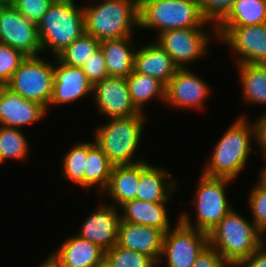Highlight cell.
<instances>
[{"label": "cell", "instance_id": "28", "mask_svg": "<svg viewBox=\"0 0 266 267\" xmlns=\"http://www.w3.org/2000/svg\"><path fill=\"white\" fill-rule=\"evenodd\" d=\"M266 23V0H236L216 26H253Z\"/></svg>", "mask_w": 266, "mask_h": 267}, {"label": "cell", "instance_id": "38", "mask_svg": "<svg viewBox=\"0 0 266 267\" xmlns=\"http://www.w3.org/2000/svg\"><path fill=\"white\" fill-rule=\"evenodd\" d=\"M192 267H231L221 258L218 251L207 244L198 254Z\"/></svg>", "mask_w": 266, "mask_h": 267}, {"label": "cell", "instance_id": "1", "mask_svg": "<svg viewBox=\"0 0 266 267\" xmlns=\"http://www.w3.org/2000/svg\"><path fill=\"white\" fill-rule=\"evenodd\" d=\"M247 117L240 114L225 130L213 146L211 157L203 166L204 168L202 167L201 174L232 180L240 176L252 154L251 144L256 141L254 123L248 121Z\"/></svg>", "mask_w": 266, "mask_h": 267}, {"label": "cell", "instance_id": "35", "mask_svg": "<svg viewBox=\"0 0 266 267\" xmlns=\"http://www.w3.org/2000/svg\"><path fill=\"white\" fill-rule=\"evenodd\" d=\"M236 0H199L203 18L216 26L230 11Z\"/></svg>", "mask_w": 266, "mask_h": 267}, {"label": "cell", "instance_id": "3", "mask_svg": "<svg viewBox=\"0 0 266 267\" xmlns=\"http://www.w3.org/2000/svg\"><path fill=\"white\" fill-rule=\"evenodd\" d=\"M264 243V234L234 208L208 233V244L231 267Z\"/></svg>", "mask_w": 266, "mask_h": 267}, {"label": "cell", "instance_id": "23", "mask_svg": "<svg viewBox=\"0 0 266 267\" xmlns=\"http://www.w3.org/2000/svg\"><path fill=\"white\" fill-rule=\"evenodd\" d=\"M134 36L106 39L100 43L109 77L126 78L134 69L137 50Z\"/></svg>", "mask_w": 266, "mask_h": 267}, {"label": "cell", "instance_id": "18", "mask_svg": "<svg viewBox=\"0 0 266 267\" xmlns=\"http://www.w3.org/2000/svg\"><path fill=\"white\" fill-rule=\"evenodd\" d=\"M178 184V186H177ZM178 180L168 168L140 162V180L136 199L145 202L168 203L179 187Z\"/></svg>", "mask_w": 266, "mask_h": 267}, {"label": "cell", "instance_id": "6", "mask_svg": "<svg viewBox=\"0 0 266 267\" xmlns=\"http://www.w3.org/2000/svg\"><path fill=\"white\" fill-rule=\"evenodd\" d=\"M199 177L193 202H191L195 208V220L192 221L189 212L184 211L178 215L185 225L209 233L233 209L226 196V189L234 180L207 177L203 174Z\"/></svg>", "mask_w": 266, "mask_h": 267}, {"label": "cell", "instance_id": "45", "mask_svg": "<svg viewBox=\"0 0 266 267\" xmlns=\"http://www.w3.org/2000/svg\"><path fill=\"white\" fill-rule=\"evenodd\" d=\"M100 267H109L105 262Z\"/></svg>", "mask_w": 266, "mask_h": 267}, {"label": "cell", "instance_id": "34", "mask_svg": "<svg viewBox=\"0 0 266 267\" xmlns=\"http://www.w3.org/2000/svg\"><path fill=\"white\" fill-rule=\"evenodd\" d=\"M21 51L0 43V85H6L26 58Z\"/></svg>", "mask_w": 266, "mask_h": 267}, {"label": "cell", "instance_id": "43", "mask_svg": "<svg viewBox=\"0 0 266 267\" xmlns=\"http://www.w3.org/2000/svg\"><path fill=\"white\" fill-rule=\"evenodd\" d=\"M19 0H0V4L2 5H15Z\"/></svg>", "mask_w": 266, "mask_h": 267}, {"label": "cell", "instance_id": "17", "mask_svg": "<svg viewBox=\"0 0 266 267\" xmlns=\"http://www.w3.org/2000/svg\"><path fill=\"white\" fill-rule=\"evenodd\" d=\"M47 110L0 85V126L20 129L44 120Z\"/></svg>", "mask_w": 266, "mask_h": 267}, {"label": "cell", "instance_id": "36", "mask_svg": "<svg viewBox=\"0 0 266 267\" xmlns=\"http://www.w3.org/2000/svg\"><path fill=\"white\" fill-rule=\"evenodd\" d=\"M81 68L92 85L109 77L101 48L94 54L90 55L89 59L81 66Z\"/></svg>", "mask_w": 266, "mask_h": 267}, {"label": "cell", "instance_id": "19", "mask_svg": "<svg viewBox=\"0 0 266 267\" xmlns=\"http://www.w3.org/2000/svg\"><path fill=\"white\" fill-rule=\"evenodd\" d=\"M165 232L151 226L120 221L117 245L160 260Z\"/></svg>", "mask_w": 266, "mask_h": 267}, {"label": "cell", "instance_id": "2", "mask_svg": "<svg viewBox=\"0 0 266 267\" xmlns=\"http://www.w3.org/2000/svg\"><path fill=\"white\" fill-rule=\"evenodd\" d=\"M147 118L148 115L140 112L134 116L107 119L108 122L95 128L94 141L113 166L146 161L142 157L136 159L135 153L141 145Z\"/></svg>", "mask_w": 266, "mask_h": 267}, {"label": "cell", "instance_id": "20", "mask_svg": "<svg viewBox=\"0 0 266 267\" xmlns=\"http://www.w3.org/2000/svg\"><path fill=\"white\" fill-rule=\"evenodd\" d=\"M50 254L61 267H100L105 259L104 250L77 234L65 239Z\"/></svg>", "mask_w": 266, "mask_h": 267}, {"label": "cell", "instance_id": "8", "mask_svg": "<svg viewBox=\"0 0 266 267\" xmlns=\"http://www.w3.org/2000/svg\"><path fill=\"white\" fill-rule=\"evenodd\" d=\"M41 57L27 56L6 86L47 110L53 93L54 62Z\"/></svg>", "mask_w": 266, "mask_h": 267}, {"label": "cell", "instance_id": "7", "mask_svg": "<svg viewBox=\"0 0 266 267\" xmlns=\"http://www.w3.org/2000/svg\"><path fill=\"white\" fill-rule=\"evenodd\" d=\"M206 22L199 0H143L139 7V27L154 29L157 36L173 29L200 28Z\"/></svg>", "mask_w": 266, "mask_h": 267}, {"label": "cell", "instance_id": "13", "mask_svg": "<svg viewBox=\"0 0 266 267\" xmlns=\"http://www.w3.org/2000/svg\"><path fill=\"white\" fill-rule=\"evenodd\" d=\"M210 93V86L201 76L189 68H179L166 85L164 104L198 111L205 107Z\"/></svg>", "mask_w": 266, "mask_h": 267}, {"label": "cell", "instance_id": "14", "mask_svg": "<svg viewBox=\"0 0 266 267\" xmlns=\"http://www.w3.org/2000/svg\"><path fill=\"white\" fill-rule=\"evenodd\" d=\"M92 100L99 116L120 118L138 115L133 105L126 78L107 77L93 85Z\"/></svg>", "mask_w": 266, "mask_h": 267}, {"label": "cell", "instance_id": "31", "mask_svg": "<svg viewBox=\"0 0 266 267\" xmlns=\"http://www.w3.org/2000/svg\"><path fill=\"white\" fill-rule=\"evenodd\" d=\"M100 43L97 38L84 33L69 45L57 58L64 64L72 67H81L89 56L100 49Z\"/></svg>", "mask_w": 266, "mask_h": 267}, {"label": "cell", "instance_id": "44", "mask_svg": "<svg viewBox=\"0 0 266 267\" xmlns=\"http://www.w3.org/2000/svg\"><path fill=\"white\" fill-rule=\"evenodd\" d=\"M131 1L132 3L136 4L138 7H140L141 3L143 0H129Z\"/></svg>", "mask_w": 266, "mask_h": 267}, {"label": "cell", "instance_id": "5", "mask_svg": "<svg viewBox=\"0 0 266 267\" xmlns=\"http://www.w3.org/2000/svg\"><path fill=\"white\" fill-rule=\"evenodd\" d=\"M85 33L99 41L134 36L139 7L129 0H101L83 4Z\"/></svg>", "mask_w": 266, "mask_h": 267}, {"label": "cell", "instance_id": "27", "mask_svg": "<svg viewBox=\"0 0 266 267\" xmlns=\"http://www.w3.org/2000/svg\"><path fill=\"white\" fill-rule=\"evenodd\" d=\"M112 168L113 165L95 141H89L85 168V189L97 187L99 188L98 191L101 190V196L108 187Z\"/></svg>", "mask_w": 266, "mask_h": 267}, {"label": "cell", "instance_id": "39", "mask_svg": "<svg viewBox=\"0 0 266 267\" xmlns=\"http://www.w3.org/2000/svg\"><path fill=\"white\" fill-rule=\"evenodd\" d=\"M255 126V146L257 144L262 158H266V111L262 112L256 121L253 120Z\"/></svg>", "mask_w": 266, "mask_h": 267}, {"label": "cell", "instance_id": "22", "mask_svg": "<svg viewBox=\"0 0 266 267\" xmlns=\"http://www.w3.org/2000/svg\"><path fill=\"white\" fill-rule=\"evenodd\" d=\"M120 219L123 222L158 228L165 233L171 227L166 203L145 202L137 199L127 201L120 206Z\"/></svg>", "mask_w": 266, "mask_h": 267}, {"label": "cell", "instance_id": "9", "mask_svg": "<svg viewBox=\"0 0 266 267\" xmlns=\"http://www.w3.org/2000/svg\"><path fill=\"white\" fill-rule=\"evenodd\" d=\"M208 29L211 31L210 33ZM212 37L217 41L215 26L206 22L200 28L165 31L156 36L154 42H157L171 56L179 68H187V64H193L209 54V45L214 40Z\"/></svg>", "mask_w": 266, "mask_h": 267}, {"label": "cell", "instance_id": "37", "mask_svg": "<svg viewBox=\"0 0 266 267\" xmlns=\"http://www.w3.org/2000/svg\"><path fill=\"white\" fill-rule=\"evenodd\" d=\"M55 0H19L14 6L29 21L38 24Z\"/></svg>", "mask_w": 266, "mask_h": 267}, {"label": "cell", "instance_id": "11", "mask_svg": "<svg viewBox=\"0 0 266 267\" xmlns=\"http://www.w3.org/2000/svg\"><path fill=\"white\" fill-rule=\"evenodd\" d=\"M207 244L208 233L185 225L178 217L174 227L164 235L158 267L164 261L167 263L166 267H192Z\"/></svg>", "mask_w": 266, "mask_h": 267}, {"label": "cell", "instance_id": "12", "mask_svg": "<svg viewBox=\"0 0 266 267\" xmlns=\"http://www.w3.org/2000/svg\"><path fill=\"white\" fill-rule=\"evenodd\" d=\"M0 43L25 56L42 55L37 24L20 14L14 5L0 4Z\"/></svg>", "mask_w": 266, "mask_h": 267}, {"label": "cell", "instance_id": "40", "mask_svg": "<svg viewBox=\"0 0 266 267\" xmlns=\"http://www.w3.org/2000/svg\"><path fill=\"white\" fill-rule=\"evenodd\" d=\"M233 267H266V244L263 243L248 258L237 262Z\"/></svg>", "mask_w": 266, "mask_h": 267}, {"label": "cell", "instance_id": "42", "mask_svg": "<svg viewBox=\"0 0 266 267\" xmlns=\"http://www.w3.org/2000/svg\"><path fill=\"white\" fill-rule=\"evenodd\" d=\"M266 161V158H263ZM265 166H263L261 168V170H259L260 172L258 173V178H257V182L266 189V164H264Z\"/></svg>", "mask_w": 266, "mask_h": 267}, {"label": "cell", "instance_id": "15", "mask_svg": "<svg viewBox=\"0 0 266 267\" xmlns=\"http://www.w3.org/2000/svg\"><path fill=\"white\" fill-rule=\"evenodd\" d=\"M102 201L98 208L83 220L77 235L97 244L106 251L117 244L120 210Z\"/></svg>", "mask_w": 266, "mask_h": 267}, {"label": "cell", "instance_id": "33", "mask_svg": "<svg viewBox=\"0 0 266 267\" xmlns=\"http://www.w3.org/2000/svg\"><path fill=\"white\" fill-rule=\"evenodd\" d=\"M249 192L248 206L251 211V218L256 227L266 233V189L257 181Z\"/></svg>", "mask_w": 266, "mask_h": 267}, {"label": "cell", "instance_id": "29", "mask_svg": "<svg viewBox=\"0 0 266 267\" xmlns=\"http://www.w3.org/2000/svg\"><path fill=\"white\" fill-rule=\"evenodd\" d=\"M88 154V142L77 141L62 156L61 175L73 184L85 189V168Z\"/></svg>", "mask_w": 266, "mask_h": 267}, {"label": "cell", "instance_id": "25", "mask_svg": "<svg viewBox=\"0 0 266 267\" xmlns=\"http://www.w3.org/2000/svg\"><path fill=\"white\" fill-rule=\"evenodd\" d=\"M126 81L131 101L139 112L146 114L144 108L152 99L161 100L160 103L165 102L166 86L159 80L133 70L126 77Z\"/></svg>", "mask_w": 266, "mask_h": 267}, {"label": "cell", "instance_id": "16", "mask_svg": "<svg viewBox=\"0 0 266 267\" xmlns=\"http://www.w3.org/2000/svg\"><path fill=\"white\" fill-rule=\"evenodd\" d=\"M54 80L53 93L49 109L54 105H66L77 102L91 94L93 85L89 82L81 67H72L62 63L57 57H53ZM51 106V107H50Z\"/></svg>", "mask_w": 266, "mask_h": 267}, {"label": "cell", "instance_id": "4", "mask_svg": "<svg viewBox=\"0 0 266 267\" xmlns=\"http://www.w3.org/2000/svg\"><path fill=\"white\" fill-rule=\"evenodd\" d=\"M75 0H55L37 24L42 52L57 57L85 33L84 12ZM47 52V53H46Z\"/></svg>", "mask_w": 266, "mask_h": 267}, {"label": "cell", "instance_id": "41", "mask_svg": "<svg viewBox=\"0 0 266 267\" xmlns=\"http://www.w3.org/2000/svg\"><path fill=\"white\" fill-rule=\"evenodd\" d=\"M37 267H61L60 264L51 256L48 257L41 263L38 264Z\"/></svg>", "mask_w": 266, "mask_h": 267}, {"label": "cell", "instance_id": "26", "mask_svg": "<svg viewBox=\"0 0 266 267\" xmlns=\"http://www.w3.org/2000/svg\"><path fill=\"white\" fill-rule=\"evenodd\" d=\"M236 66L243 102L266 106V64H236Z\"/></svg>", "mask_w": 266, "mask_h": 267}, {"label": "cell", "instance_id": "10", "mask_svg": "<svg viewBox=\"0 0 266 267\" xmlns=\"http://www.w3.org/2000/svg\"><path fill=\"white\" fill-rule=\"evenodd\" d=\"M217 41L237 56L236 64H266V23L253 26H215Z\"/></svg>", "mask_w": 266, "mask_h": 267}, {"label": "cell", "instance_id": "21", "mask_svg": "<svg viewBox=\"0 0 266 267\" xmlns=\"http://www.w3.org/2000/svg\"><path fill=\"white\" fill-rule=\"evenodd\" d=\"M178 69L171 56L157 42L140 45L135 52L133 70L151 76L165 86Z\"/></svg>", "mask_w": 266, "mask_h": 267}, {"label": "cell", "instance_id": "30", "mask_svg": "<svg viewBox=\"0 0 266 267\" xmlns=\"http://www.w3.org/2000/svg\"><path fill=\"white\" fill-rule=\"evenodd\" d=\"M21 130L0 126V165L8 159L16 161L28 159L30 145Z\"/></svg>", "mask_w": 266, "mask_h": 267}, {"label": "cell", "instance_id": "32", "mask_svg": "<svg viewBox=\"0 0 266 267\" xmlns=\"http://www.w3.org/2000/svg\"><path fill=\"white\" fill-rule=\"evenodd\" d=\"M104 262L109 267H158V263L151 256L117 244L105 251Z\"/></svg>", "mask_w": 266, "mask_h": 267}, {"label": "cell", "instance_id": "24", "mask_svg": "<svg viewBox=\"0 0 266 267\" xmlns=\"http://www.w3.org/2000/svg\"><path fill=\"white\" fill-rule=\"evenodd\" d=\"M140 180V162L113 166L108 187L102 193L111 200L109 204L119 208L127 201L136 199Z\"/></svg>", "mask_w": 266, "mask_h": 267}]
</instances>
